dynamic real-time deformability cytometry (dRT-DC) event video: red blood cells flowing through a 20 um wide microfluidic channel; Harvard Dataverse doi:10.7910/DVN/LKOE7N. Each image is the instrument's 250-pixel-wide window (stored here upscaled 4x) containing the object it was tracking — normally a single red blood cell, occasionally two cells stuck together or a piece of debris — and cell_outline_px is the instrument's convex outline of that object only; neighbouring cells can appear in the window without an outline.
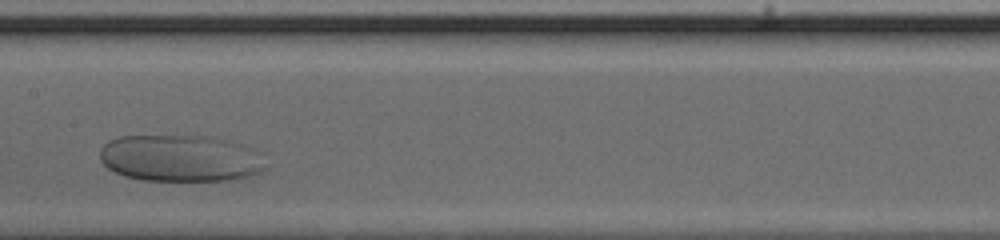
{"species": "human", "species_latin": "Homo sapiens", "temperature_condition": "cold", "stored_images_in_passage": 25, "camera_frame_rate_fps": 3000, "um_per_image_px": 0.085, "donor": {"sex": "male"}, "frame": {"image": 1, "passage_image": 11, "time_ms": 3.333, "image_size_px": [1000, 240], "cell_outline_px": [[268, 168], [252, 188], [140, 180], [124, 176], [108, 168], [100, 160], [100, 148], [108, 140], [120, 136], [212, 136], [228, 140]], "centroid_in_image_um": [15.48, 13.64], "position_along_channel_um": 191.9, "area_um2": 48.26}}
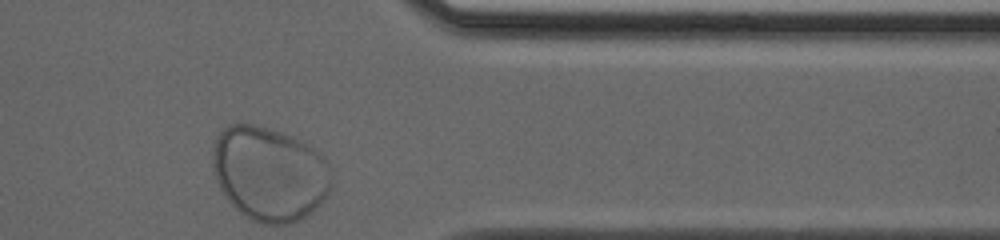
{"frame": {"image": 2, "passage_image": 25, "time_ms": 8.0, "image_size_px": [1000, 240], "cell_outline_px": [[328, 192], [324, 200], [320, 204], [304, 216], [296, 220], [284, 224], [264, 224], [252, 220], [240, 212], [228, 200], [220, 188], [216, 180], [212, 160], [212, 152], [216, 140], [220, 132], [228, 124], [252, 124], [280, 132], [292, 136], [308, 144], [320, 152], [324, 156], [328, 164]], "centroid_in_image_um": [22.87, 14.75], "position_along_channel_um": 388.5, "area_um2": 64.62}}